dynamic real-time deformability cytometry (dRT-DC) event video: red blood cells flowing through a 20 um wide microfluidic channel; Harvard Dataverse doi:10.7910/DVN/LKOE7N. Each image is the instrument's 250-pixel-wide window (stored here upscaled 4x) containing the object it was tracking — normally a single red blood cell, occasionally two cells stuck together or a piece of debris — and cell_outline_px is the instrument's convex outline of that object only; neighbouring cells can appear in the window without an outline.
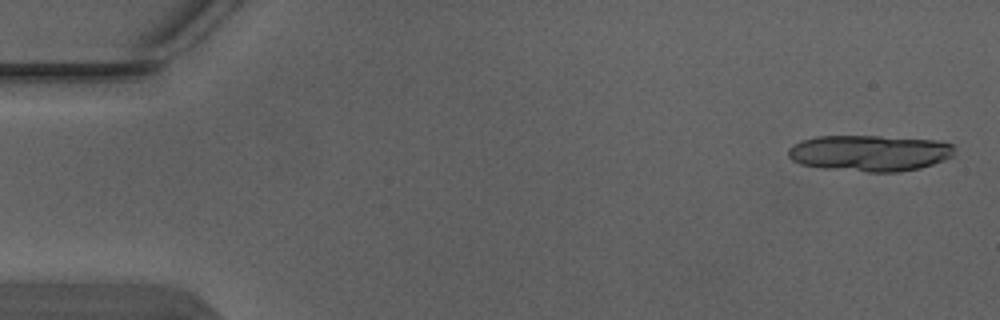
{"species": "Egyptian fruit bat (a non-hibernating species)", "species_latin": "Rousettus aegyptiacus", "temperature_condition": "warm", "stored_images_in_passage": 6, "camera_frame_rate_fps": 3000, "um_per_image_px": 0.085, "animal": {"sex": "male"}, "frame": {"image": 1, "passage_image": 1, "time_ms": 0.0, "image_size_px": [1000, 320], "cell_outline_px": [[952, 156], [944, 160], [920, 168], [896, 172], [868, 172], [824, 168], [800, 164], [792, 160], [788, 156], [788, 148], [800, 140], [816, 136], [880, 136], [936, 140], [952, 144]], "centroid_in_image_um": [73.87, 13.01], "position_along_channel_um": 11.1, "area_um2": 35.03}}
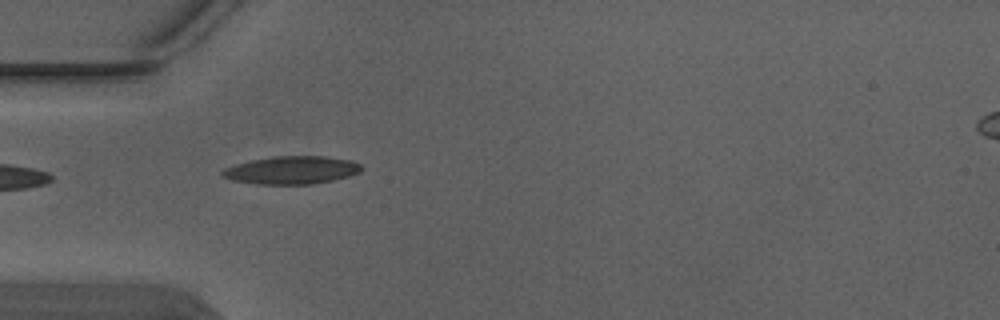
{"frame": {"image": 2, "passage_image": 5, "time_ms": 1.333, "image_size_px": [1000, 320], "cell_outline_px": [[364, 168], [360, 172], [348, 176], [332, 180], [312, 184], [256, 184], [232, 180], [220, 176], [220, 172], [224, 168], [236, 164], [252, 160], [276, 156], [324, 156], [348, 160], [360, 164]], "centroid_in_image_um": [24.76, 14.46], "position_along_channel_um": 60.2, "area_um2": 22.54}}
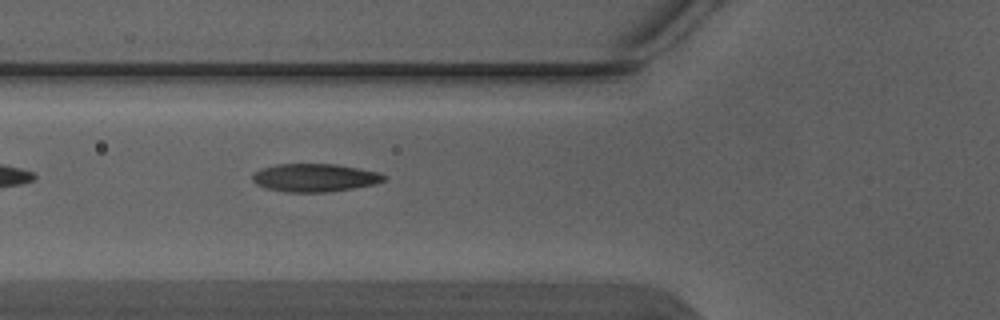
{"frame": {"image": 3, "passage_image": 6, "time_ms": 1.667, "image_size_px": [1000, 320], "cell_outline_px": [[388, 176], [384, 180], [376, 184], [328, 192], [284, 192], [264, 188], [256, 184], [252, 180], [252, 172], [260, 168], [276, 164], [336, 164], [376, 172]], "centroid_in_image_um": [26.68, 15.11], "position_along_channel_um": 99.1, "area_um2": 21.62}}